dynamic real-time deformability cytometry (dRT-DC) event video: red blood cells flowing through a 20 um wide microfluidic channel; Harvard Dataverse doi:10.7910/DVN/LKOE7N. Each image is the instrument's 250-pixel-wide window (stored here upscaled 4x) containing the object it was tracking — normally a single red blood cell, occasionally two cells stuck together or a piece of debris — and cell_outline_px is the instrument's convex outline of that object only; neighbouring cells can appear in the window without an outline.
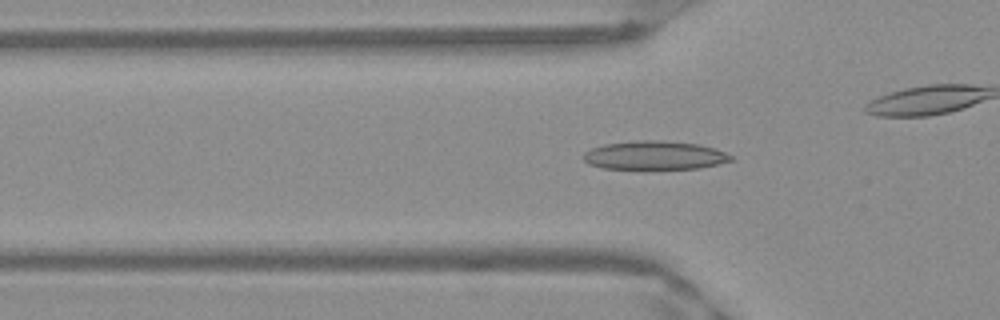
{"species": "Egyptian fruit bat (a non-hibernating species)", "species_latin": "Rousettus aegyptiacus", "temperature_condition": "warm", "stored_images_in_passage": 51, "camera_frame_rate_fps": 3000, "um_per_image_px": 0.085, "frame": {"image": 1, "passage_image": 16, "time_ms": 5.0, "image_size_px": [1000, 320], "cell_outline_px": [[732, 160], [700, 168], [604, 168], [588, 164], [580, 156], [584, 152], [592, 148], [604, 144], [632, 140], [656, 140], [700, 144], [724, 152], [732, 156]], "centroid_in_image_um": [55.58, 13.19], "position_along_channel_um": 70.2, "area_um2": 24.39}}
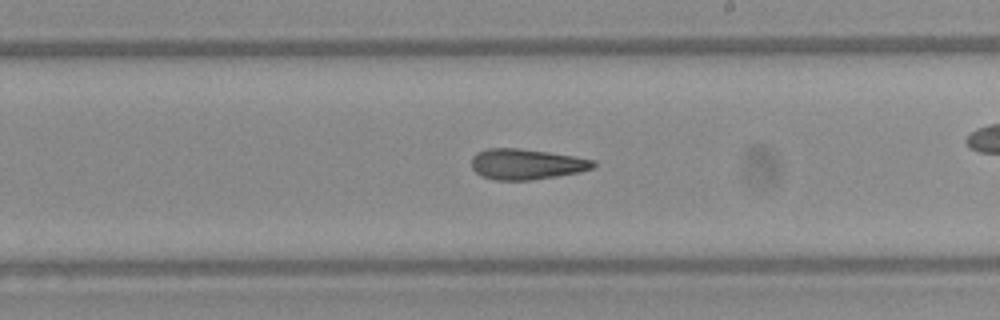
{"frame": {"image": 2, "passage_image": 29, "time_ms": 9.333, "image_size_px": [1000, 320], "cell_outline_px": [[596, 164], [592, 168], [580, 172], [532, 180], [496, 180], [484, 176], [476, 172], [472, 168], [472, 156], [476, 152], [488, 148], [516, 148], [548, 152], [576, 156], [596, 160]], "centroid_in_image_um": [44.76, 13.94], "position_along_channel_um": 244.2, "area_um2": 21.73}}
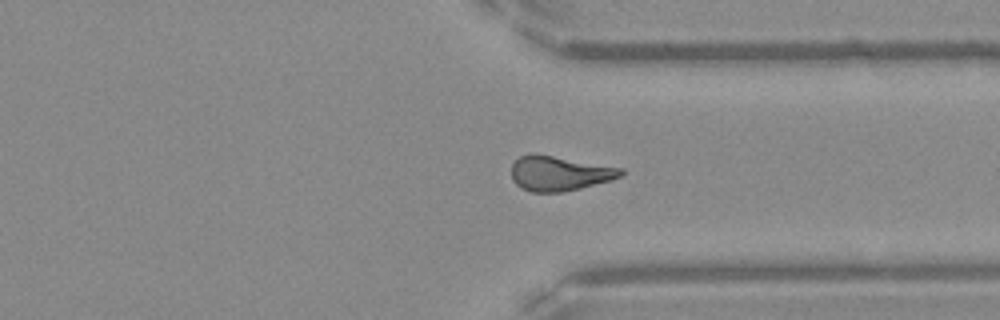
{"frame": {"image": 3, "passage_image": 38, "time_ms": 12.333, "image_size_px": [1000, 320], "cell_outline_px": [[624, 172], [620, 176], [612, 180], [580, 188], [560, 192], [532, 192], [520, 188], [512, 180], [512, 164], [520, 156], [532, 152], [624, 168]], "centroid_in_image_um": [47.53, 14.72], "position_along_channel_um": 363.9, "area_um2": 22.31}, "authors_computed_cell_mechanics": {"area_um2": 22.3108, "velocity_mm_per_s": 3.9919, "shape_relaxation_time_tau1_ms": null, "shape_relaxation_time_tau2_ms": 4.9866, "deformation_change_tau1": null, "deformation_change_tau2": 0.1444}}